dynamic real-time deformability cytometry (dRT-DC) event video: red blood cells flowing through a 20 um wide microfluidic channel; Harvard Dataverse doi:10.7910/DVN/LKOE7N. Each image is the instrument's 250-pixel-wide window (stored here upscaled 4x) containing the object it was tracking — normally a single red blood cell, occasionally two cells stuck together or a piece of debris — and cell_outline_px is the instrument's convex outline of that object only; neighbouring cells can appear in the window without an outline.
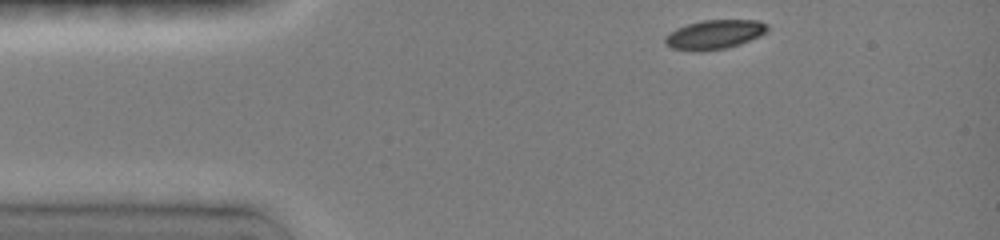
{"species": "common noctule bat (a hibernating species)", "species_latin": "Nyctalus noctula", "temperature_condition": "room temperature", "stored_images_in_passage": 17, "camera_frame_rate_fps": 3000, "um_per_image_px": 0.085, "animal": {"sex": "female", "body_mass_g": 19.0, "forearm_length_mm": 51.5}, "frame": {"image": 1, "passage_image": 1, "time_ms": 0.0, "image_size_px": [1000, 240], "cell_outline_px": [[768, 28], [760, 36], [724, 48], [672, 48], [664, 40], [664, 36], [676, 28], [688, 24], [704, 20], [756, 20], [768, 24]], "centroid_in_image_um": [60.76, 2.87], "position_along_channel_um": 24.2, "area_um2": 16.36}}
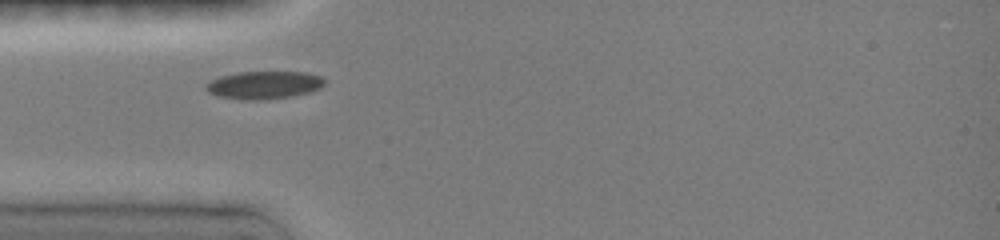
{"frame": {"image": 2, "passage_image": 6, "time_ms": 2.333, "image_size_px": [1000, 240], "cell_outline_px": [[324, 84], [308, 92], [292, 96], [260, 100], [252, 100], [220, 96], [208, 92], [208, 84], [212, 80], [220, 76], [236, 72], [304, 72], [320, 76], [324, 80]], "centroid_in_image_um": [22.45, 7.21], "position_along_channel_um": 62.6, "area_um2": 18.67}}
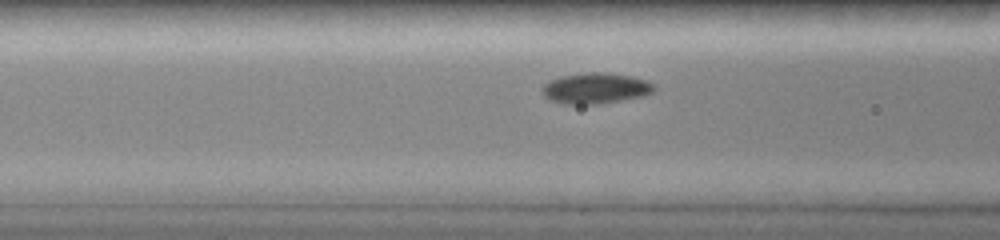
{"frame": {"image": 3, "passage_image": 9, "time_ms": 3.667, "image_size_px": [1000, 240], "cell_outline_px": [[652, 92], [640, 96], [600, 104], [564, 104], [552, 100], [544, 96], [544, 84], [548, 80], [560, 76], [592, 72], [604, 72], [632, 76], [644, 80], [652, 84]], "centroid_in_image_um": [50.57, 7.5], "position_along_channel_um": 116.0, "area_um2": 19.65}}